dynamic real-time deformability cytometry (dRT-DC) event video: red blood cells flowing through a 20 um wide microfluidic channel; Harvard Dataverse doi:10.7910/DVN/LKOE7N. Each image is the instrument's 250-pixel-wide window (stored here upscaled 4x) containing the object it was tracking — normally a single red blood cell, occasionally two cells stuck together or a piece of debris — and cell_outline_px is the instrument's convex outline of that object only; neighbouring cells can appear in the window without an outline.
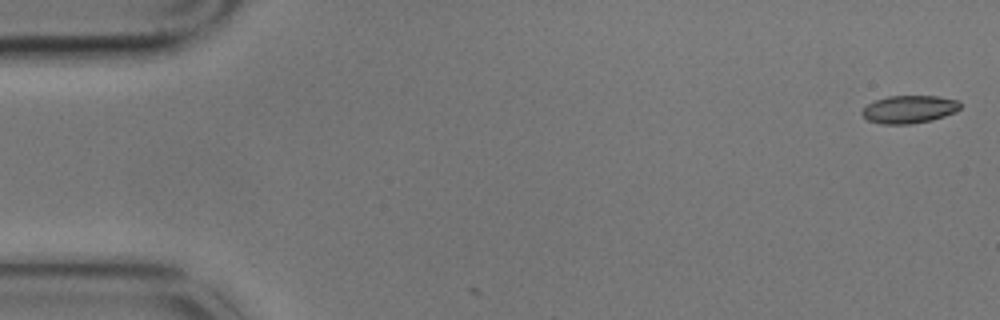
{"species": "common noctule bat (a hibernating species)", "species_latin": "Nyctalus noctula", "temperature_condition": "cold", "stored_images_in_passage": 3, "camera_frame_rate_fps": 3000, "um_per_image_px": 0.085, "animal": {"sex": "male", "body_mass_g": 17.9}, "frame": {"image": 1, "passage_image": 1, "time_ms": 0.0, "image_size_px": [1000, 320], "cell_outline_px": [[960, 108], [956, 112], [932, 120], [908, 124], [880, 124], [868, 120], [860, 112], [868, 104], [876, 100], [888, 96], [936, 96], [960, 100]], "centroid_in_image_um": [77.3, 9.29], "position_along_channel_um": 7.7, "area_um2": 15.9}}